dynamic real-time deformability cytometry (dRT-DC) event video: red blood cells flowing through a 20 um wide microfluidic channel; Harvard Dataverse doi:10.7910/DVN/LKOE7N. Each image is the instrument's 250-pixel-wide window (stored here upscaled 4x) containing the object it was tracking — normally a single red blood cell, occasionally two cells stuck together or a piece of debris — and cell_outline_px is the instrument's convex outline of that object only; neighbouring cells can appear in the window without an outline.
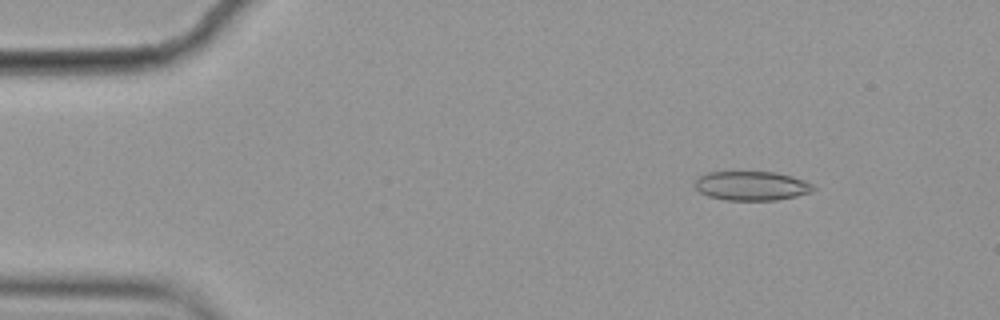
{"species": "common noctule bat (a hibernating species)", "species_latin": "Nyctalus noctula", "temperature_condition": "cold", "stored_images_in_passage": 7, "camera_frame_rate_fps": 3000, "um_per_image_px": 0.085, "animal": {"sex": "female", "body_mass_g": 19.9}, "frame": {"image": 1, "passage_image": 2, "time_ms": 0.333, "image_size_px": [1000, 320], "cell_outline_px": [[816, 188], [812, 192], [796, 196], [776, 200], [724, 200], [708, 196], [700, 192], [692, 184], [696, 176], [708, 172], [776, 172], [792, 176], [804, 180], [812, 184]], "centroid_in_image_um": [63.85, 15.79], "position_along_channel_um": 21.2, "area_um2": 20.4}}
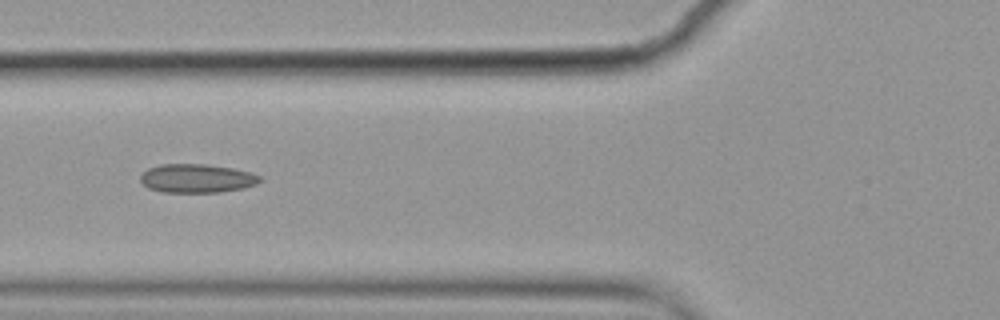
{"frame": {"image": 2, "passage_image": 5, "time_ms": 1.333, "image_size_px": [1000, 320], "cell_outline_px": [[264, 180], [256, 184], [244, 188], [220, 192], [164, 192], [148, 188], [140, 180], [140, 176], [148, 168], [160, 164], [204, 164], [232, 168], [252, 172], [260, 176]], "centroid_in_image_um": [16.76, 15.16], "position_along_channel_um": 109.0, "area_um2": 20.06}}
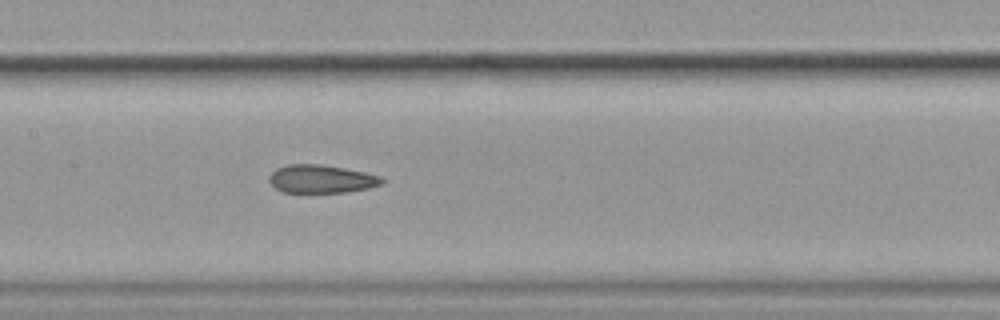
{"frame": {"image": 3, "passage_image": 7, "time_ms": 2.0, "image_size_px": [1000, 320], "cell_outline_px": [[384, 184], [368, 188], [344, 192], [284, 192], [276, 188], [268, 180], [268, 176], [276, 168], [288, 164], [320, 164], [344, 168], [364, 172], [380, 176], [384, 180]], "centroid_in_image_um": [27.3, 15.2], "position_along_channel_um": 180.1, "area_um2": 18.44}}